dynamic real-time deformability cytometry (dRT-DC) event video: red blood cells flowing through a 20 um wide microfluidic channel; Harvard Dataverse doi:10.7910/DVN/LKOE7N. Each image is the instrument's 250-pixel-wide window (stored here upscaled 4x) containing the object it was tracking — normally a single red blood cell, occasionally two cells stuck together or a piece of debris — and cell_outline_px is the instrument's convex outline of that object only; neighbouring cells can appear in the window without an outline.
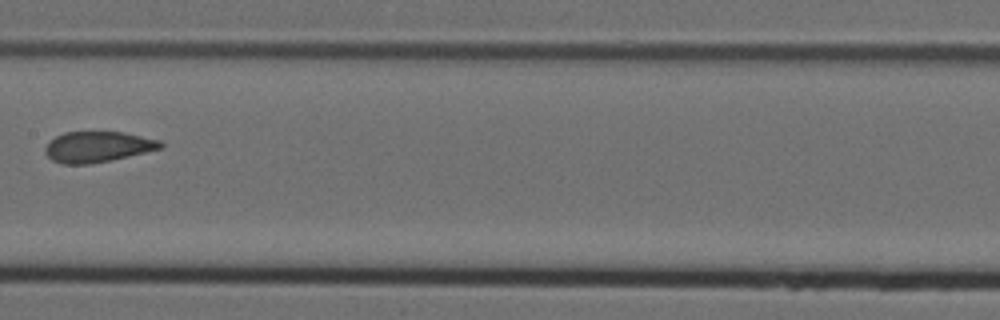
{"species": "Egyptian fruit bat (a non-hibernating species)", "species_latin": "Rousettus aegyptiacus", "temperature_condition": "cold", "stored_images_in_passage": 8, "camera_frame_rate_fps": 3000, "um_per_image_px": 0.085, "animal": {"sex": "female"}, "frame": {"image": 1, "passage_image": 8, "time_ms": 2.333, "image_size_px": [1000, 320], "cell_outline_px": [[164, 148], [112, 160], [88, 164], [60, 164], [52, 160], [44, 152], [44, 148], [56, 136], [64, 132], [124, 132], [160, 140], [164, 144]], "centroid_in_image_um": [8.33, 12.48], "position_along_channel_um": 199.1, "area_um2": 20.75}}